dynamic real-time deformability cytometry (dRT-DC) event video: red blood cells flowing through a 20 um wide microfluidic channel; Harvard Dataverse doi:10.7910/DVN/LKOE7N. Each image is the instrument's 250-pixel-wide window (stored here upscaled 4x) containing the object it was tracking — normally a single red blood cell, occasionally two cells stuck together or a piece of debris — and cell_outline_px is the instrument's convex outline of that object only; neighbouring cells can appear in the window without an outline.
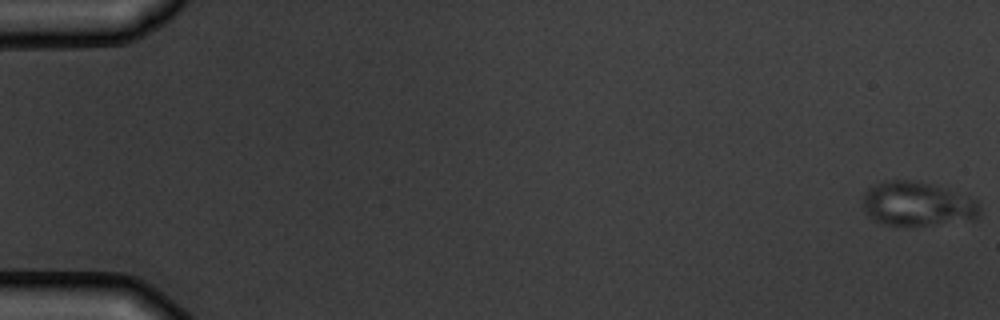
{"species": "common noctule bat (a hibernating species)", "species_latin": "Nyctalus noctula", "temperature_condition": "warm", "stored_images_in_passage": 5, "camera_frame_rate_fps": 3000, "um_per_image_px": 0.085, "animal": {"sex": "male", "body_mass_g": 19.5, "forearm_length_mm": 54.6}, "frame": {"image": 1, "passage_image": 1, "time_ms": 0.0, "image_size_px": [1000, 320], "cell_outline_px": [[980, 216], [976, 220], [932, 224], [884, 224], [868, 216], [864, 208], [864, 192], [868, 188], [884, 180], [916, 180], [936, 184], [976, 200], [980, 204]], "centroid_in_image_um": [78.02, 17.31], "position_along_channel_um": 7.0, "area_um2": 30.11}}
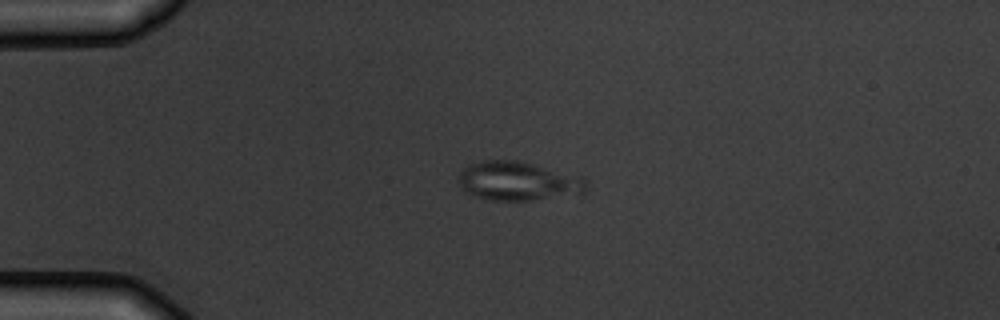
{"frame": {"image": 2, "passage_image": 4, "time_ms": 4.333, "image_size_px": [1000, 320], "cell_outline_px": [[588, 184], [584, 192], [580, 196], [532, 200], [492, 200], [476, 196], [464, 192], [460, 184], [460, 172], [468, 164], [484, 160], [516, 160], [584, 176], [588, 180]], "centroid_in_image_um": [44.14, 15.4], "position_along_channel_um": 40.9, "area_um2": 29.54}}